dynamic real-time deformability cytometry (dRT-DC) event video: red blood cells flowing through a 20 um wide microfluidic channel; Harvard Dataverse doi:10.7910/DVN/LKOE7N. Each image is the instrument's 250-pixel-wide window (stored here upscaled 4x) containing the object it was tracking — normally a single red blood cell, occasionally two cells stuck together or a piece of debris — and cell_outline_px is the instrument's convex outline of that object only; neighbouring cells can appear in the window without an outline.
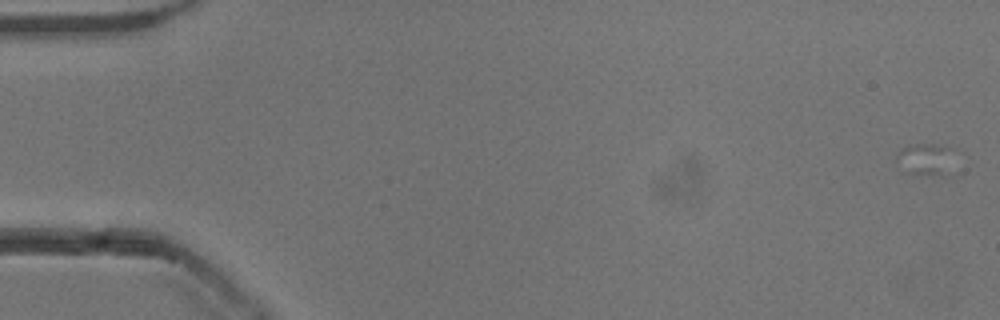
{"species": "common noctule bat (a hibernating species)", "species_latin": "Nyctalus noctula", "temperature_condition": "cold", "stored_images_in_passage": 6, "camera_frame_rate_fps": 3000, "um_per_image_px": 0.085, "animal": {"sex": "male", "body_mass_g": 13.3}, "frame": {"image": 1, "passage_image": 1, "time_ms": 0.0, "image_size_px": [1000, 320], "cell_outline_px": [[960, 152], [956, 176], [932, 176], [904, 172], [896, 160], [896, 156], [900, 148], [912, 144], [936, 144], [956, 148]], "centroid_in_image_um": [78.96, 13.58], "position_along_channel_um": 6.0, "area_um2": 12.6}}